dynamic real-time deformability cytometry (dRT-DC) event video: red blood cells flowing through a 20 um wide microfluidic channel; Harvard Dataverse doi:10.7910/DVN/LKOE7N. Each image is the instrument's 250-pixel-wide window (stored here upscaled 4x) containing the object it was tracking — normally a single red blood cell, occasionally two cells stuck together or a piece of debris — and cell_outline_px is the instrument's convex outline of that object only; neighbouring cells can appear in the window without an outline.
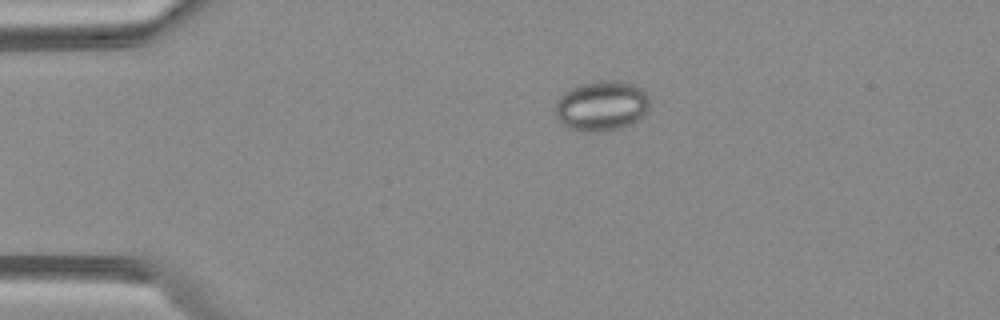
{"species": "Egyptian fruit bat (a non-hibernating species)", "species_latin": "Rousettus aegyptiacus", "temperature_condition": "warm", "stored_images_in_passage": 2, "camera_frame_rate_fps": 3000, "um_per_image_px": 0.085, "animal": {"sex": "female"}, "frame": {"image": 1, "passage_image": 1, "time_ms": 0.0, "image_size_px": [1000, 320], "cell_outline_px": [[648, 108], [632, 124], [620, 128], [596, 132], [572, 128], [564, 124], [556, 116], [556, 100], [564, 92], [572, 88], [584, 84], [600, 80], [616, 80], [636, 84], [644, 92], [648, 100]], "centroid_in_image_um": [51.13, 8.97], "position_along_channel_um": 33.9, "area_um2": 26.99}}